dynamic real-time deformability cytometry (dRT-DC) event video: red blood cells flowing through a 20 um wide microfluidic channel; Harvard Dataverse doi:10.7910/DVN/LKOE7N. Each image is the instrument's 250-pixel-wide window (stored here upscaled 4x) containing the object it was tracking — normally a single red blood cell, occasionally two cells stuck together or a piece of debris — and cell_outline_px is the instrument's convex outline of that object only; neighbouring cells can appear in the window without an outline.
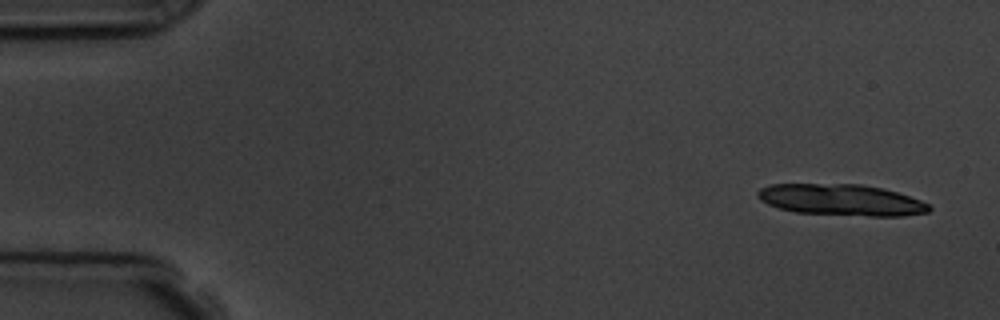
{"species": "common noctule bat (a hibernating species)", "species_latin": "Nyctalus noctula", "temperature_condition": "room temperature", "stored_images_in_passage": 5, "camera_frame_rate_fps": 3000, "um_per_image_px": 0.085, "animal": {"sex": "male", "body_mass_g": 19.5, "forearm_length_mm": 54.6}, "frame": {"image": 1, "passage_image": 1, "time_ms": 0.0, "image_size_px": [1000, 320], "cell_outline_px": [[932, 208], [928, 212], [900, 216], [868, 216], [796, 212], [780, 208], [768, 204], [760, 200], [756, 196], [756, 192], [760, 188], [772, 184], [860, 184], [880, 188], [896, 192], [920, 200], [928, 204]], "centroid_in_image_um": [71.48, 16.99], "position_along_channel_um": 13.5, "area_um2": 31.1}}
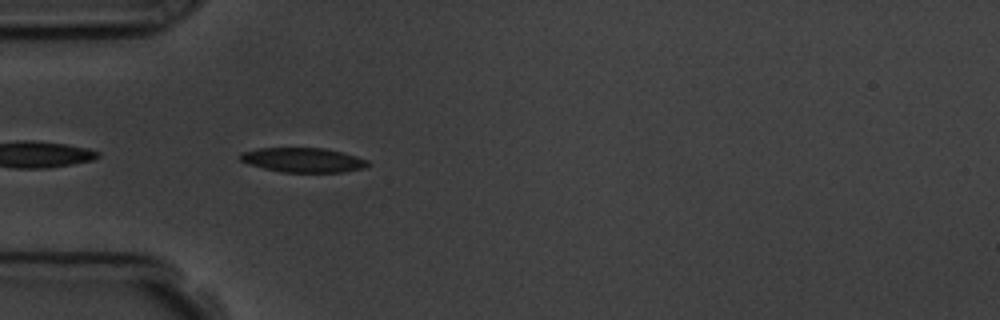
{"frame": {"image": 2, "passage_image": 5, "time_ms": 4.667, "image_size_px": [1000, 320], "cell_outline_px": [[372, 164], [364, 168], [344, 172], [280, 172], [248, 164], [240, 160], [240, 152], [260, 148], [324, 148], [356, 156], [368, 160]], "centroid_in_image_um": [25.77, 13.6], "position_along_channel_um": 59.2, "area_um2": 18.26}}